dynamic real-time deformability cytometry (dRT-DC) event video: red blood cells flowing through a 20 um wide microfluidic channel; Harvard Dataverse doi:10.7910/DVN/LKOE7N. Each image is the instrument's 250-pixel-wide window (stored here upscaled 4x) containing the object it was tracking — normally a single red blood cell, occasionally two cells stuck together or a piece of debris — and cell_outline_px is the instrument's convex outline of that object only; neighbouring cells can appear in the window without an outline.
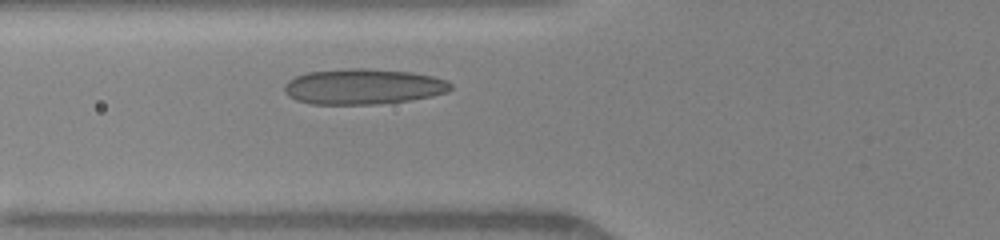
{"species": "human", "species_latin": "Homo sapiens", "temperature_condition": "warm", "stored_images_in_passage": 3, "camera_frame_rate_fps": 3000, "um_per_image_px": 0.085, "donor": {"sex": "female"}, "frame": {"image": 1, "passage_image": 3, "time_ms": 2.0, "image_size_px": [1000, 240], "cell_outline_px": [[452, 88], [448, 92], [432, 96], [408, 100], [376, 104], [312, 104], [296, 100], [288, 96], [284, 92], [284, 84], [288, 80], [296, 76], [308, 72], [348, 68], [364, 68], [412, 72], [432, 76], [448, 80], [452, 84]], "centroid_in_image_um": [30.87, 7.35], "position_along_channel_um": 94.9, "area_um2": 34.56}}